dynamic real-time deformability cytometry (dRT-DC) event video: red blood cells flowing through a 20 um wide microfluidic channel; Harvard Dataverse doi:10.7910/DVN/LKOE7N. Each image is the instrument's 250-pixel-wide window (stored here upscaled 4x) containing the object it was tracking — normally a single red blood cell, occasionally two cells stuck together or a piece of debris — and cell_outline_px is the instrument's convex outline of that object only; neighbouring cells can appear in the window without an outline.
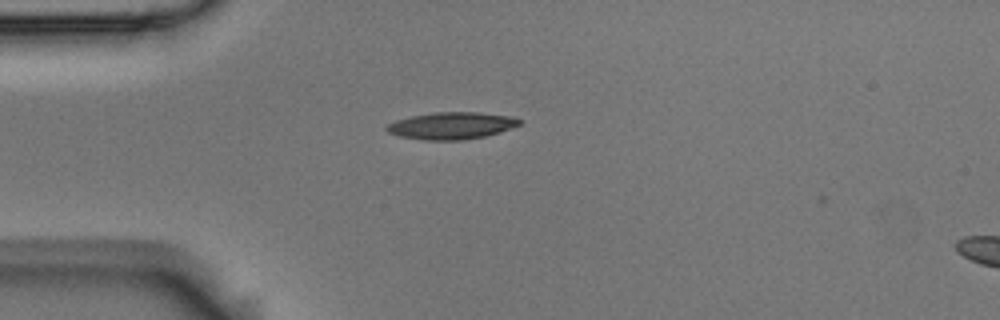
{"species": "Egyptian fruit bat (a non-hibernating species)", "species_latin": "Rousettus aegyptiacus", "temperature_condition": "room temperature", "stored_images_in_passage": 3, "camera_frame_rate_fps": 3000, "um_per_image_px": 0.085, "animal": {"sex": "male"}, "frame": {"image": 1, "passage_image": 2, "time_ms": 0.333, "image_size_px": [1000, 320], "cell_outline_px": [[520, 124], [500, 132], [484, 136], [460, 140], [424, 140], [400, 136], [388, 132], [384, 128], [388, 124], [396, 120], [412, 116], [436, 112], [476, 112], [512, 116], [520, 120]], "centroid_in_image_um": [38.36, 10.68], "position_along_channel_um": 46.6, "area_um2": 20.69}}